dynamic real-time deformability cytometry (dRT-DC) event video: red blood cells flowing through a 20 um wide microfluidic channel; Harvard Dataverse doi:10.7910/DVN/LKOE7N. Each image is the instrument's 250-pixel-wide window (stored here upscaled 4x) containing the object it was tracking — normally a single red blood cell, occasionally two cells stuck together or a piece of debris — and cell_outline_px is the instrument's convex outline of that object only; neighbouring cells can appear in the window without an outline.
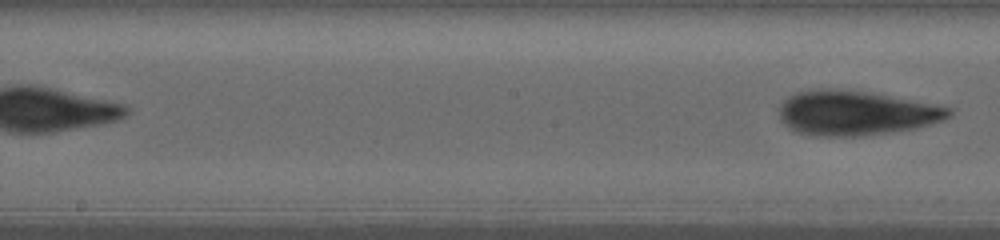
{"species": "human", "species_latin": "Homo sapiens", "temperature_condition": "warm", "stored_images_in_passage": 16, "segment_of_instrument_passage": [2, 2], "camera_frame_rate_fps": 3000, "um_per_image_px": 0.085, "donor": {"sex": "female"}, "frame": {"image": 1, "passage_image": 16, "time_ms": 9.667, "image_size_px": [1000, 240], "cell_outline_px": [[952, 112], [944, 120], [912, 128], [888, 132], [860, 136], [816, 136], [800, 132], [784, 124], [780, 116], [780, 104], [788, 96], [796, 92], [824, 88], [832, 88], [872, 92], [952, 108]], "centroid_in_image_um": [72.71, 9.59], "position_along_channel_um": 175.5, "area_um2": 43.7}}